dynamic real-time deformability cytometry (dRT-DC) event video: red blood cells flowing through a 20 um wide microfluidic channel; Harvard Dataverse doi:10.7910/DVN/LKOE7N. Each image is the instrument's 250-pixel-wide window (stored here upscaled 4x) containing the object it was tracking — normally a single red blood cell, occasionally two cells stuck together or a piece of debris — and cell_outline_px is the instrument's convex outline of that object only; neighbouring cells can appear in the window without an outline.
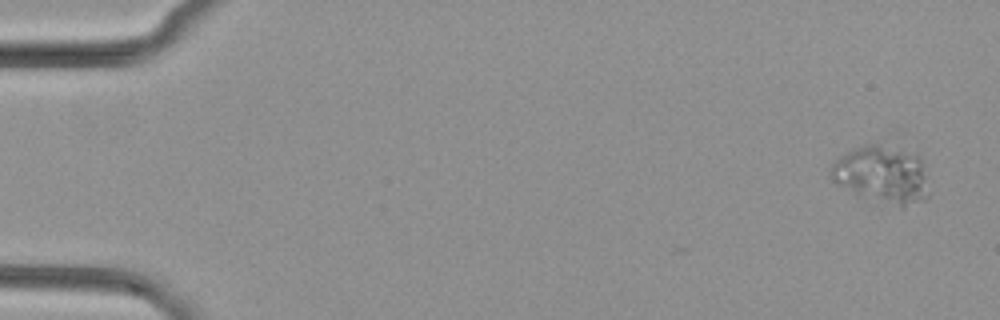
{"species": "common noctule bat (a hibernating species)", "species_latin": "Nyctalus noctula", "temperature_condition": "cold", "stored_images_in_passage": 5, "camera_frame_rate_fps": 3000, "um_per_image_px": 0.085, "animal": {"sex": "female", "body_mass_g": 29.2, "forearm_length_mm": 56.3}, "frame": {"image": 1, "passage_image": 1, "time_ms": 0.0, "image_size_px": [1000, 320], "cell_outline_px": [[928, 196], [924, 200], [904, 208], [900, 208], [856, 192], [836, 184], [832, 180], [832, 164], [840, 156], [852, 148], [864, 144], [880, 144], [916, 152], [920, 156], [924, 168]], "centroid_in_image_um": [75.02, 14.8], "position_along_channel_um": 10.0, "area_um2": 32.6}}
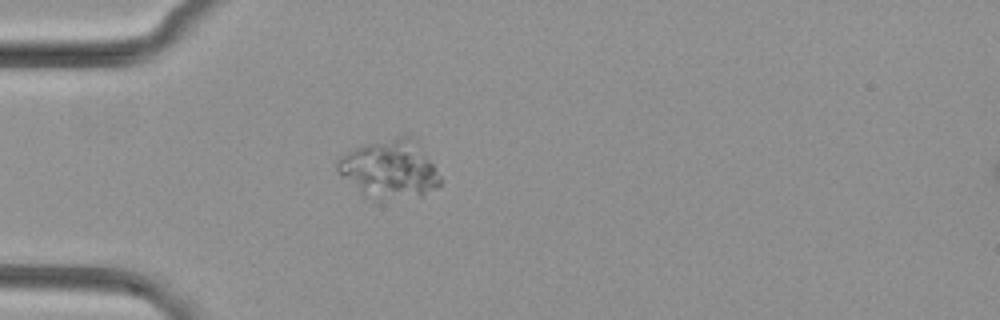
{"frame": {"image": 2, "passage_image": 5, "time_ms": 1.333, "image_size_px": [1000, 320], "cell_outline_px": [[444, 180], [436, 188], [420, 196], [376, 204], [364, 196], [336, 168], [336, 160], [340, 156], [356, 148], [368, 144], [396, 136], [416, 136]], "centroid_in_image_um": [33.19, 14.42], "position_along_channel_um": 51.8, "area_um2": 35.84}}